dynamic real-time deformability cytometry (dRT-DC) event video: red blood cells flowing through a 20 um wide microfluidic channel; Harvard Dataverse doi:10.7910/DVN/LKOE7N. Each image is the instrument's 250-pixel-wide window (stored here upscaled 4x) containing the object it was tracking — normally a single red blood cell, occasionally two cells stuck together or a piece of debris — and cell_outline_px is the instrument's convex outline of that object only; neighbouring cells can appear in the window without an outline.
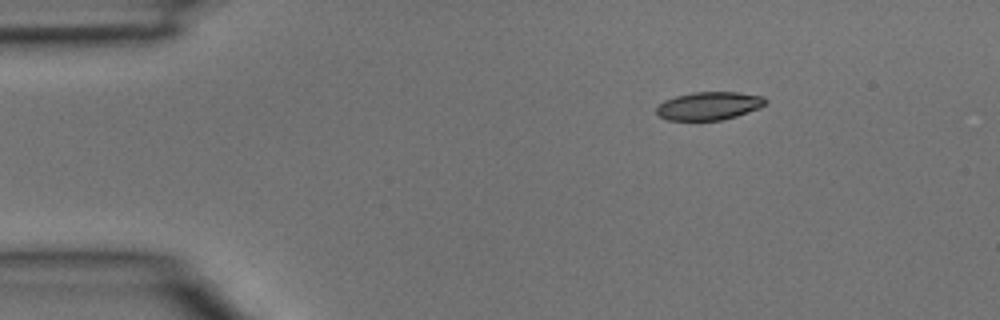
{"species": "common noctule bat (a hibernating species)", "species_latin": "Nyctalus noctula", "temperature_condition": "room temperature", "stored_images_in_passage": 5, "segment_of_instrument_passage": [2, 2], "camera_frame_rate_fps": 3000, "um_per_image_px": 0.085, "animal": {"sex": "male", "body_mass_g": 15.6}, "frame": {"image": 1, "passage_image": 5, "time_ms": 1.333, "image_size_px": [1000, 320], "cell_outline_px": [[768, 100], [760, 108], [736, 116], [720, 120], [668, 120], [660, 116], [656, 112], [656, 108], [664, 100], [676, 96], [692, 92], [736, 92], [764, 96]], "centroid_in_image_um": [60.27, 8.99], "position_along_channel_um": 24.7, "area_um2": 17.8}}